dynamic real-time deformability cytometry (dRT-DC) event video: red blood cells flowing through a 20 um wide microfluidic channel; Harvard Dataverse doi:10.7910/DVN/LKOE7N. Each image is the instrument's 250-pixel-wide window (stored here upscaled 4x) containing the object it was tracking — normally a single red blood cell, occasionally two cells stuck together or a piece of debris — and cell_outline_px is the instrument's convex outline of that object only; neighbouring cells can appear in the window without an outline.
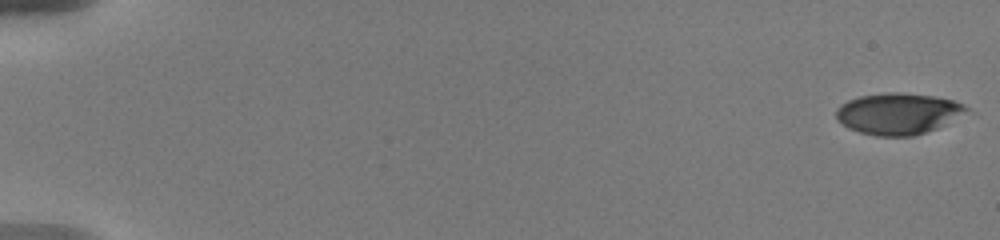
{"species": "human", "species_latin": "Homo sapiens", "temperature_condition": "warm", "stored_images_in_passage": 73, "camera_frame_rate_fps": 3000, "um_per_image_px": 0.085, "donor": {"sex": "male"}, "frame": {"image": 1, "passage_image": 1, "time_ms": 0.0, "image_size_px": [1000, 240], "cell_outline_px": [[972, 112], [936, 128], [912, 136], [876, 136], [860, 132], [848, 128], [836, 120], [836, 108], [840, 104], [848, 100], [860, 96], [888, 92], [900, 92], [936, 96], [952, 100], [964, 104]], "centroid_in_image_um": [76.36, 9.65], "position_along_channel_um": 8.6, "area_um2": 31.67}}
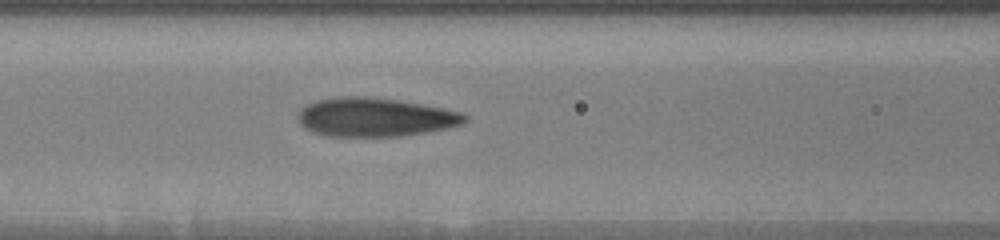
{"frame": {"image": 2, "passage_image": 38, "time_ms": 8.333, "image_size_px": [1000, 240], "cell_outline_px": [[468, 120], [460, 124], [428, 132], [400, 136], [324, 136], [312, 132], [304, 128], [300, 124], [296, 116], [300, 108], [316, 100], [340, 96], [368, 96], [400, 100], [444, 108], [464, 112], [468, 116]], "centroid_in_image_um": [31.85, 9.95], "position_along_channel_um": 134.7, "area_um2": 38.09}}
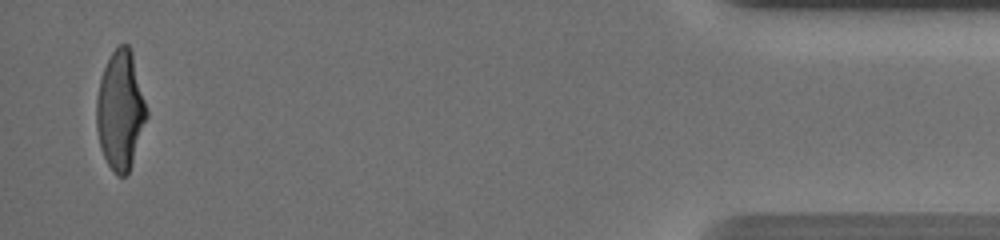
{"frame": {"image": 3, "passage_image": 71, "time_ms": 18.0, "image_size_px": [1000, 240], "cell_outline_px": [[148, 116], [132, 164], [128, 172], [124, 176], [116, 176], [108, 164], [100, 148], [96, 128], [96, 100], [100, 80], [104, 68], [112, 52], [120, 44], [128, 44], [132, 52], [148, 112]], "centroid_in_image_um": [10.23, 9.4], "position_along_channel_um": 425.0, "area_um2": 34.68}, "authors_computed_cell_mechanics": {"area_um2": 35.3736, "velocity_mm_per_s": 3.702, "shape_relaxation_time_tau1_ms": 5.2359, "shape_relaxation_time_tau2_ms": 0.9839, "deformation_change_tau1": 0.2217, "deformation_change_tau2": 0.0896}}